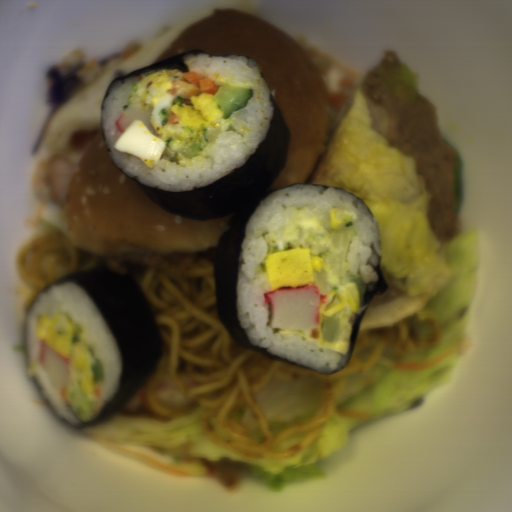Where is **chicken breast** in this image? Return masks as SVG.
I'll return each instance as SVG.
<instances>
[{
  "label": "chicken breast",
  "mask_w": 512,
  "mask_h": 512,
  "mask_svg": "<svg viewBox=\"0 0 512 512\" xmlns=\"http://www.w3.org/2000/svg\"><path fill=\"white\" fill-rule=\"evenodd\" d=\"M76 166L55 153L50 156L46 176L50 202L56 207L65 209L70 178Z\"/></svg>",
  "instance_id": "cb542c10"
}]
</instances>
